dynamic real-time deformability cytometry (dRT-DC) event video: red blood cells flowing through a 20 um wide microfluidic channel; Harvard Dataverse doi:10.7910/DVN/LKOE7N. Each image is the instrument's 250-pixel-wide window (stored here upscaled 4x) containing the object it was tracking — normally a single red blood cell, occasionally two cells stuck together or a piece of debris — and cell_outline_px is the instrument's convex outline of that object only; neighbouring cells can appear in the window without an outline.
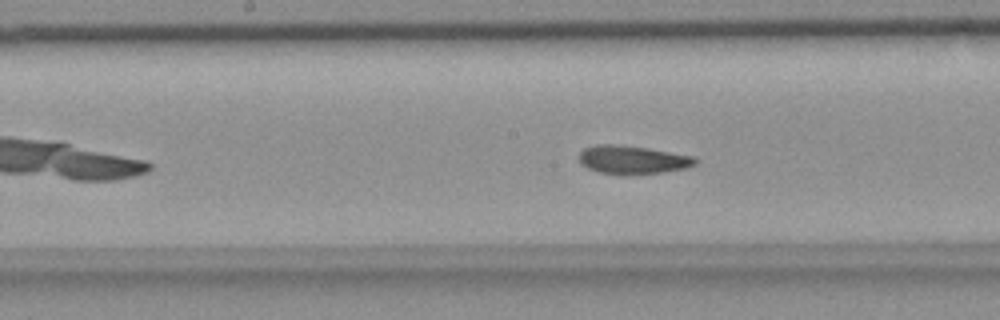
{"species": "common noctule bat (a hibernating species)", "species_latin": "Nyctalus noctula", "temperature_condition": "room temperature", "stored_images_in_passage": 47, "camera_frame_rate_fps": 3000, "um_per_image_px": 0.085, "animal": {"sex": "female", "body_mass_g": 18.4}, "frame": {"image": 1, "passage_image": 19, "time_ms": 6.0, "image_size_px": [1000, 320], "cell_outline_px": [[696, 164], [688, 168], [660, 172], [620, 176], [600, 172], [588, 168], [580, 164], [580, 152], [584, 148], [596, 144], [616, 144], [648, 148], [692, 156], [696, 160]], "centroid_in_image_um": [53.73, 13.59], "position_along_channel_um": 194.5, "area_um2": 19.31}}
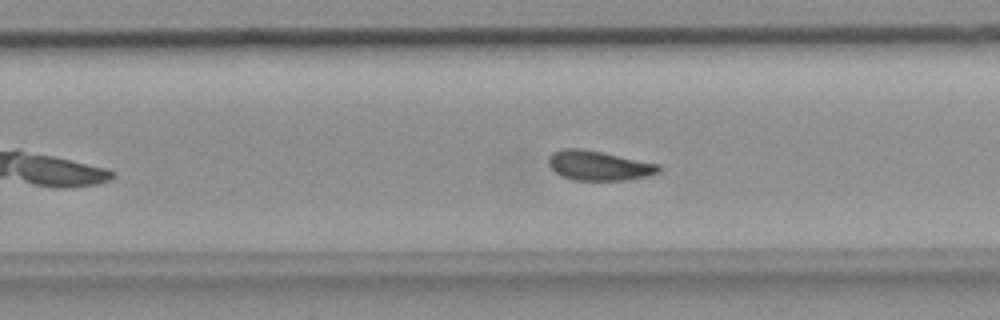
{"frame": {"image": 2, "passage_image": 26, "time_ms": 8.333, "image_size_px": [1000, 320], "cell_outline_px": [[660, 172], [648, 176], [628, 180], [572, 180], [560, 176], [548, 164], [548, 156], [552, 152], [560, 148], [580, 148], [660, 164]], "centroid_in_image_um": [50.87, 14.08], "position_along_channel_um": 278.9, "area_um2": 19.13}}
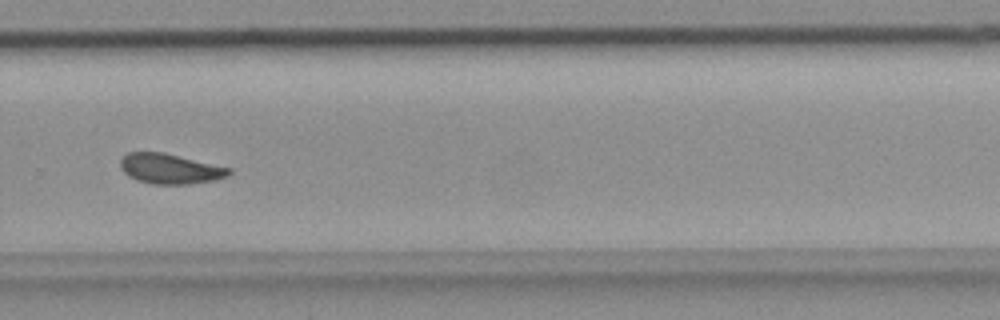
{"frame": {"image": 3, "passage_image": 29, "time_ms": 9.333, "image_size_px": [1000, 320], "cell_outline_px": [[232, 172], [228, 176], [216, 180], [192, 184], [152, 184], [136, 180], [128, 176], [120, 168], [120, 160], [128, 152], [164, 152], [232, 168]], "centroid_in_image_um": [14.48, 14.35], "position_along_channel_um": 315.3, "area_um2": 19.31}, "authors_computed_cell_mechanics": {"area_um2": 19.2474, "velocity_mm_per_s": 3.6307, "shape_relaxation_time_tau1_ms": null, "shape_relaxation_time_tau2_ms": 3.3512, "deformation_change_tau1": null, "deformation_change_tau2": 0.0945}}